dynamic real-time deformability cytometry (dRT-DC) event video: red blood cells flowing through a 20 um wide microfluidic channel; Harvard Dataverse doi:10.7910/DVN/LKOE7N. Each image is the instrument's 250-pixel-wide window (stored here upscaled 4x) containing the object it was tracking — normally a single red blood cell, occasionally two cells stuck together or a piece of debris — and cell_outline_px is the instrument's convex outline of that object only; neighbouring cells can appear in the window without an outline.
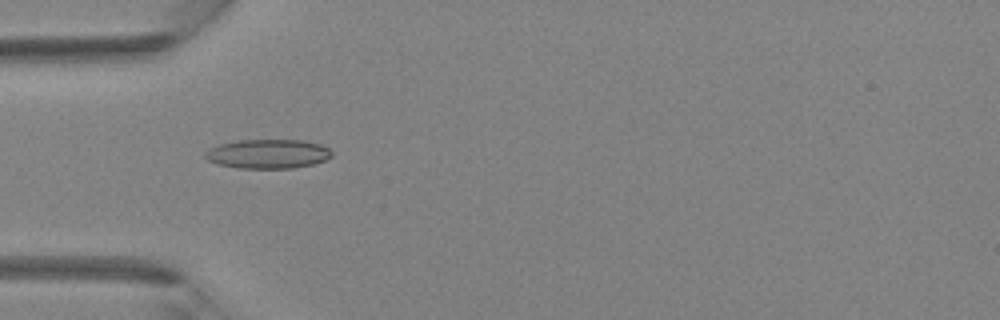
{"species": "Egyptian fruit bat (a non-hibernating species)", "species_latin": "Rousettus aegyptiacus", "temperature_condition": "room temperature", "stored_images_in_passage": 3, "camera_frame_rate_fps": 3000, "um_per_image_px": 0.085, "animal": {"sex": "female"}, "frame": {"image": 1, "passage_image": 2, "time_ms": 1.333, "image_size_px": [1000, 320], "cell_outline_px": [[332, 156], [324, 160], [312, 164], [292, 168], [236, 168], [220, 164], [208, 160], [204, 156], [204, 152], [208, 148], [220, 144], [236, 140], [300, 140], [320, 144], [328, 148], [332, 152]], "centroid_in_image_um": [22.74, 13.07], "position_along_channel_um": 62.3, "area_um2": 21.5}}
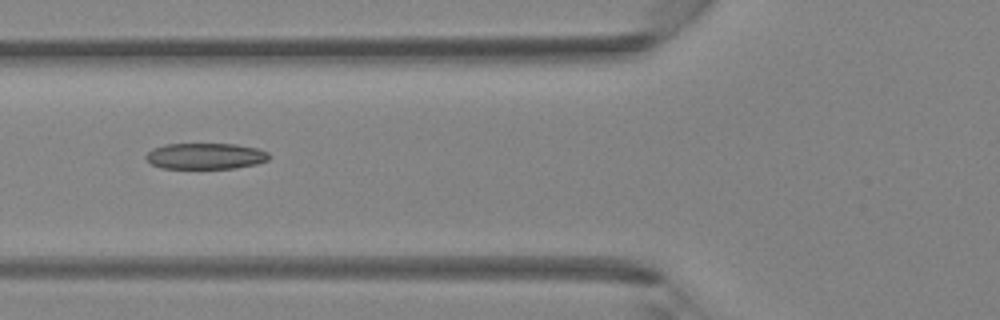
{"frame": {"image": 2, "passage_image": 3, "time_ms": 2.333, "image_size_px": [1000, 320], "cell_outline_px": [[268, 160], [256, 164], [236, 168], [160, 168], [152, 164], [144, 156], [152, 148], [164, 144], [236, 144], [256, 148], [268, 152]], "centroid_in_image_um": [17.44, 13.26], "position_along_channel_um": 108.4, "area_um2": 18.67}}